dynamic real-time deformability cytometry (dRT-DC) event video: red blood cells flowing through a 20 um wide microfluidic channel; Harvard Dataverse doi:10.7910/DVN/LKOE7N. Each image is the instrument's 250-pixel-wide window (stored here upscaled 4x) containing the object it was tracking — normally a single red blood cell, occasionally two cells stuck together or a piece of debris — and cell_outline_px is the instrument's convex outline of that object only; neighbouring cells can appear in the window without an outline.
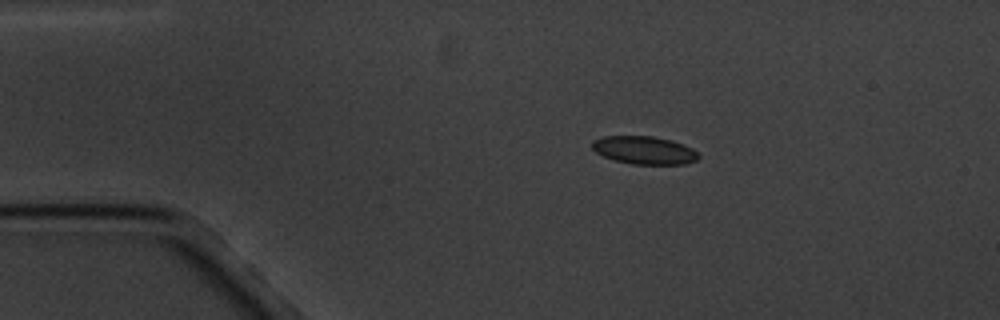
{"species": "common noctule bat (a hibernating species)", "species_latin": "Nyctalus noctula", "temperature_condition": "cold", "stored_images_in_passage": 9, "camera_frame_rate_fps": 3000, "um_per_image_px": 0.085, "animal": {"sex": "male", "body_mass_g": 20.1, "forearm_length_mm": 53.5}, "frame": {"image": 1, "passage_image": 3, "time_ms": 2.333, "image_size_px": [1000, 320], "cell_outline_px": [[700, 156], [696, 160], [684, 164], [632, 164], [616, 160], [604, 156], [596, 152], [592, 148], [592, 140], [604, 136], [652, 136], [672, 140], [692, 148]], "centroid_in_image_um": [54.75, 12.76], "position_along_channel_um": 30.2, "area_um2": 17.22}}
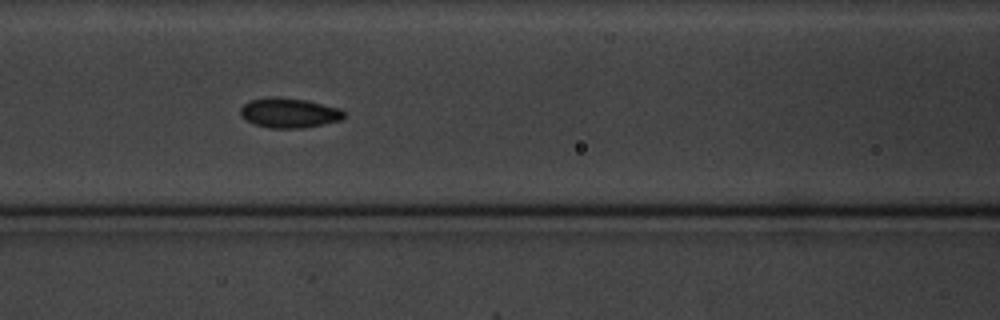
{"frame": {"image": 2, "passage_image": 7, "time_ms": 7.0, "image_size_px": [1000, 320], "cell_outline_px": [[344, 116], [340, 120], [324, 124], [300, 128], [268, 128], [244, 120], [240, 116], [240, 108], [244, 104], [252, 100], [268, 96], [272, 96], [308, 100], [340, 108], [344, 112]], "centroid_in_image_um": [24.55, 9.59], "position_along_channel_um": 142.1, "area_um2": 18.09}}
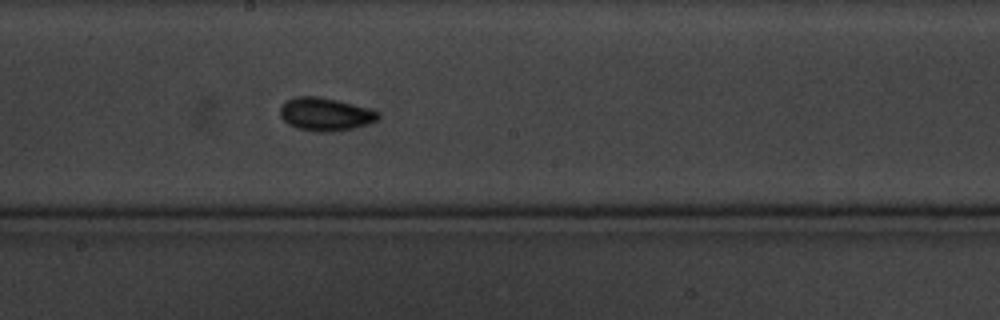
{"frame": {"image": 3, "passage_image": 9, "time_ms": 9.333, "image_size_px": [1000, 320], "cell_outline_px": [[380, 116], [376, 120], [352, 128], [332, 132], [316, 132], [300, 128], [288, 124], [280, 116], [280, 108], [288, 100], [296, 96], [320, 96], [368, 108], [380, 112]], "centroid_in_image_um": [27.64, 9.7], "position_along_channel_um": 220.6, "area_um2": 18.61}}